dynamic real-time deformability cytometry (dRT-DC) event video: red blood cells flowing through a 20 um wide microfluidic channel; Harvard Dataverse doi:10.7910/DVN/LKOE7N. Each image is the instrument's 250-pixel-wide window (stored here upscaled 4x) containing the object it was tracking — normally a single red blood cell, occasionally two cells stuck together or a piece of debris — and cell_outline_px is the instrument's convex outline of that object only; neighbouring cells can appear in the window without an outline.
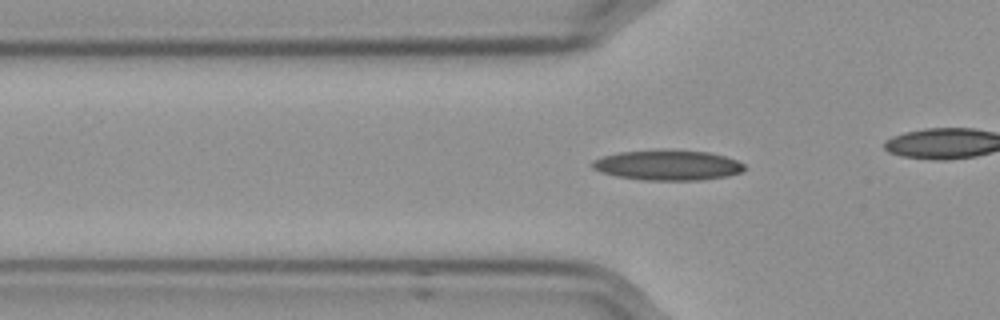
{"species": "Egyptian fruit bat (a non-hibernating species)", "species_latin": "Rousettus aegyptiacus", "temperature_condition": "cold", "stored_images_in_passage": 40, "camera_frame_rate_fps": 3000, "um_per_image_px": 0.085, "frame": {"image": 1, "passage_image": 12, "time_ms": 3.667, "image_size_px": [1000, 320], "cell_outline_px": [[744, 168], [740, 172], [724, 176], [700, 180], [644, 180], [616, 176], [600, 172], [592, 168], [592, 160], [604, 156], [620, 152], [668, 148], [708, 152], [724, 156], [736, 160], [744, 164]], "centroid_in_image_um": [56.71, 14.02], "position_along_channel_um": 69.1, "area_um2": 26.93}}